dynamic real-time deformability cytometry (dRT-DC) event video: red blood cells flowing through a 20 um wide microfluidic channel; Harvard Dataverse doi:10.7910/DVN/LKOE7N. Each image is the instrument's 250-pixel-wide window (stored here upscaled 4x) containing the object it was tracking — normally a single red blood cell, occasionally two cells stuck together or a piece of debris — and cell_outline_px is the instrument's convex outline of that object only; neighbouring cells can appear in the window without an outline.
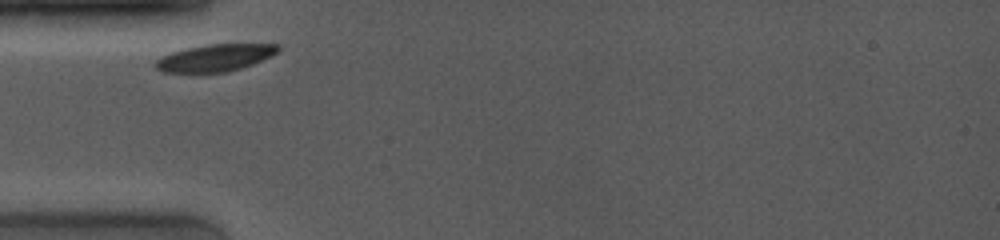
{"species": "common noctule bat (a hibernating species)", "species_latin": "Nyctalus noctula", "temperature_condition": "room temperature", "stored_images_in_passage": 6, "camera_frame_rate_fps": 4000, "um_per_image_px": 0.085, "animal": {"sex": "female", "body_mass_g": 19.0, "forearm_length_mm": 53.3}, "frame": {"image": 1, "passage_image": 1, "time_ms": 0.0, "image_size_px": [1000, 240], "cell_outline_px": [[280, 48], [272, 56], [252, 64], [228, 72], [164, 72], [156, 68], [152, 64], [160, 56], [172, 52], [204, 44], [280, 44]], "centroid_in_image_um": [18.26, 4.91], "position_along_channel_um": 66.7, "area_um2": 19.31}}
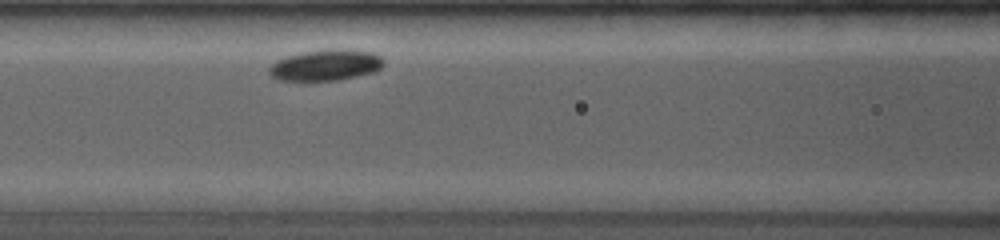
{"frame": {"image": 2, "passage_image": 4, "time_ms": 2.0, "image_size_px": [1000, 240], "cell_outline_px": [[384, 64], [380, 68], [372, 72], [356, 76], [336, 80], [276, 80], [268, 72], [268, 68], [276, 60], [288, 56], [304, 52], [336, 48], [348, 48], [372, 52], [380, 56], [384, 60]], "centroid_in_image_um": [27.69, 5.52], "position_along_channel_um": 138.9, "area_um2": 20.69}}